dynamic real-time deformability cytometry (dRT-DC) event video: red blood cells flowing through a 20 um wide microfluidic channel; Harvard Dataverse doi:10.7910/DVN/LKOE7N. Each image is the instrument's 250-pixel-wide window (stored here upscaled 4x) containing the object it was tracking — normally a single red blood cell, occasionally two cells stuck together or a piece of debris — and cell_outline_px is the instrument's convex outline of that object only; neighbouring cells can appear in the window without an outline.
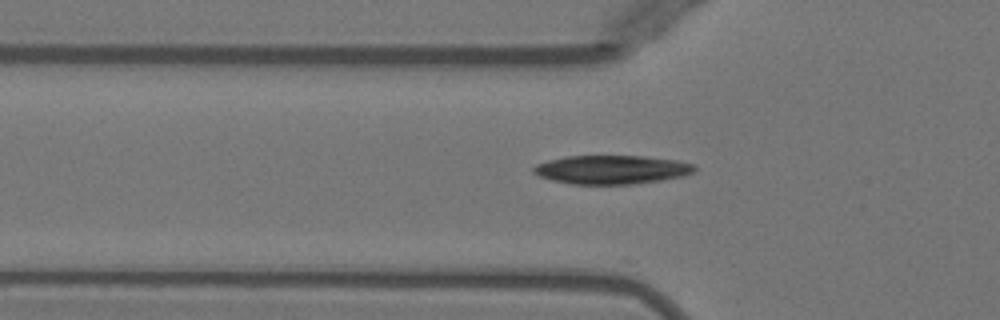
{"species": "Egyptian fruit bat (a non-hibernating species)", "species_latin": "Rousettus aegyptiacus", "temperature_condition": "warm", "stored_images_in_passage": 14, "camera_frame_rate_fps": 3000, "um_per_image_px": 0.085, "animal": {"sex": "female"}, "frame": {"image": 1, "passage_image": 7, "time_ms": 2.0, "image_size_px": [1000, 320], "cell_outline_px": [[696, 172], [684, 176], [660, 180], [632, 184], [572, 184], [552, 180], [540, 176], [532, 172], [532, 168], [536, 164], [548, 160], [568, 156], [644, 156], [676, 160], [692, 164], [696, 168]], "centroid_in_image_um": [51.99, 14.42], "position_along_channel_um": 73.8, "area_um2": 26.93}}
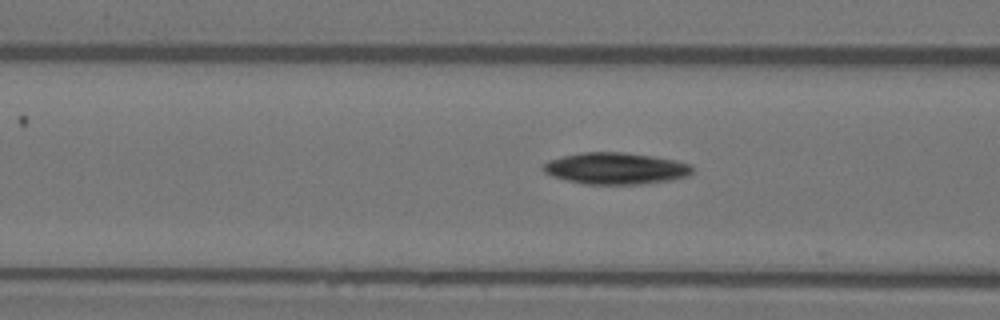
{"frame": {"image": 2, "passage_image": 10, "time_ms": 3.0, "image_size_px": [1000, 320], "cell_outline_px": [[692, 172], [688, 176], [672, 180], [640, 184], [584, 184], [552, 176], [544, 172], [540, 168], [548, 160], [564, 156], [584, 152], [624, 152], [652, 156], [676, 160], [692, 164]], "centroid_in_image_um": [52.35, 14.31], "position_along_channel_um": 114.3, "area_um2": 27.51}}
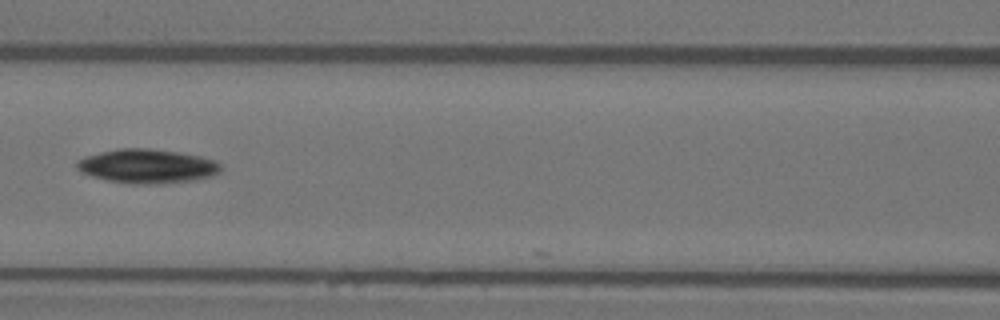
{"frame": {"image": 3, "passage_image": 13, "time_ms": 4.0, "image_size_px": [1000, 320], "cell_outline_px": [[220, 172], [212, 176], [192, 180], [160, 184], [136, 184], [108, 180], [92, 176], [80, 172], [76, 168], [76, 164], [84, 156], [100, 152], [120, 148], [148, 148], [180, 152], [200, 156], [216, 160], [220, 164]], "centroid_in_image_um": [12.52, 14.12], "position_along_channel_um": 154.1, "area_um2": 28.61}}